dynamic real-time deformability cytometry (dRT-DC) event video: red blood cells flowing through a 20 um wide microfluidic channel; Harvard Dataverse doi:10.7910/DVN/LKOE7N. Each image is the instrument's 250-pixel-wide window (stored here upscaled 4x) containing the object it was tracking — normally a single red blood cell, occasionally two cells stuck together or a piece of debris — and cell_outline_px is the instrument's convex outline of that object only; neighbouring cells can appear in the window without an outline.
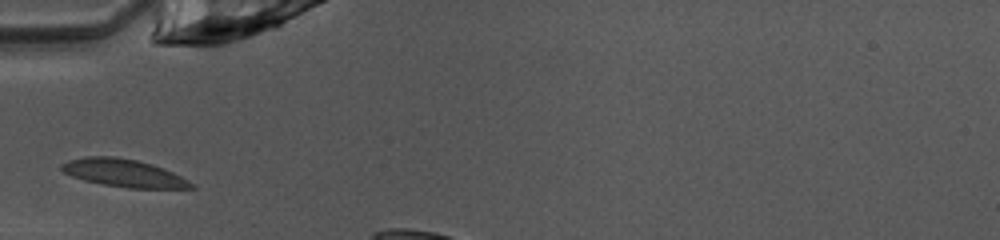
{"species": "common noctule bat (a hibernating species)", "species_latin": "Nyctalus noctula", "temperature_condition": "warm", "stored_images_in_passage": 6, "camera_frame_rate_fps": 3000, "um_per_image_px": 0.085, "animal": {"sex": "female", "body_mass_g": 10.0, "forearm_length_mm": 53.1}, "frame": {"image": 1, "passage_image": 1, "time_ms": 0.0, "image_size_px": [1000, 240], "cell_outline_px": [[196, 188], [128, 188], [104, 184], [84, 180], [72, 176], [64, 172], [60, 168], [60, 164], [68, 160], [84, 156], [116, 156], [136, 160], [152, 164], [172, 172], [196, 184]], "centroid_in_image_um": [10.5, 14.7], "position_along_channel_um": 74.5, "area_um2": 20.92}}
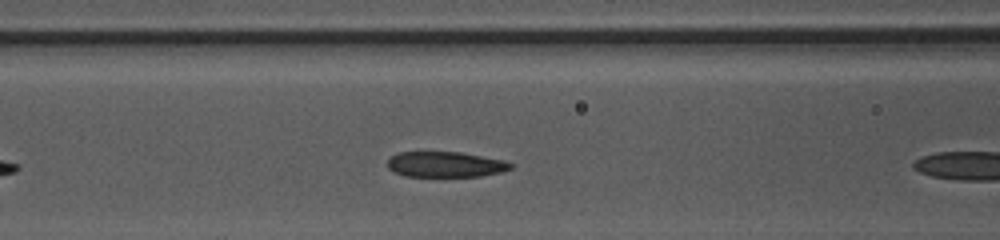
{"frame": {"image": 2, "passage_image": 5, "time_ms": 1.333, "image_size_px": [1000, 240], "cell_outline_px": [[516, 164], [512, 168], [500, 172], [480, 176], [404, 176], [388, 168], [388, 160], [396, 152], [460, 152], [504, 160]], "centroid_in_image_um": [37.88, 13.97], "position_along_channel_um": 128.7, "area_um2": 18.26}}